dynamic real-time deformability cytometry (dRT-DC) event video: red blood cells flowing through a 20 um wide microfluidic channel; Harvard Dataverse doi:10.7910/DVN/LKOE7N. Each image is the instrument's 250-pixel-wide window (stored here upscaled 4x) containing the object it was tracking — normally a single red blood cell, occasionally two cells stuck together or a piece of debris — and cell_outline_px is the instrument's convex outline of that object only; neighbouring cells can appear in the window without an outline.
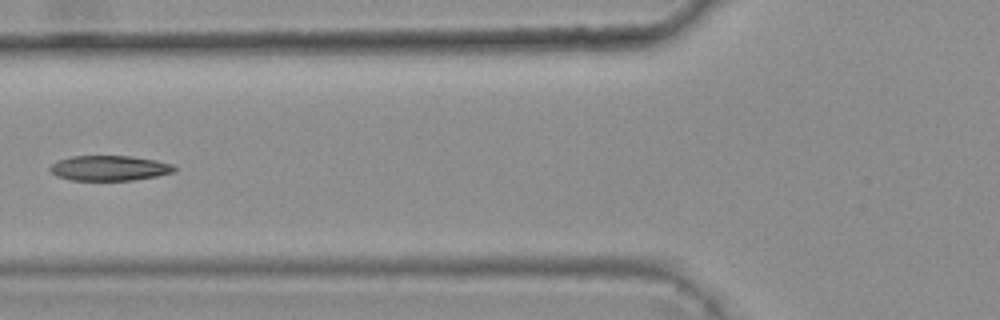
{"species": "common noctule bat (a hibernating species)", "species_latin": "Nyctalus noctula", "temperature_condition": "warm", "stored_images_in_passage": 6, "camera_frame_rate_fps": 3000, "um_per_image_px": 0.085, "animal": {"sex": "female", "body_mass_g": 25.1}, "frame": {"image": 1, "passage_image": 5, "time_ms": 1.333, "image_size_px": [1000, 320], "cell_outline_px": [[176, 172], [156, 176], [132, 180], [72, 180], [56, 176], [48, 168], [56, 160], [72, 156], [128, 156], [156, 160], [172, 164], [176, 168]], "centroid_in_image_um": [9.29, 14.29], "position_along_channel_um": 116.5, "area_um2": 18.21}}
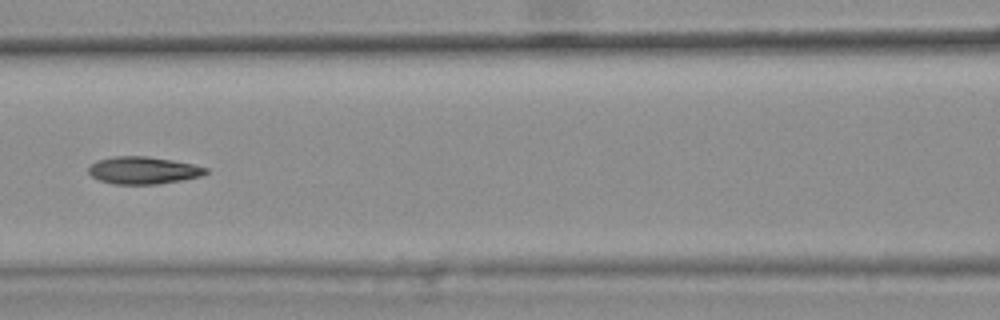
{"frame": {"image": 2, "passage_image": 6, "time_ms": 1.667, "image_size_px": [1000, 320], "cell_outline_px": [[208, 172], [204, 176], [156, 184], [112, 184], [100, 180], [92, 176], [88, 172], [88, 168], [96, 160], [116, 156], [148, 156], [172, 160], [192, 164], [208, 168]], "centroid_in_image_um": [12.18, 14.47], "position_along_channel_um": 154.4, "area_um2": 18.67}}